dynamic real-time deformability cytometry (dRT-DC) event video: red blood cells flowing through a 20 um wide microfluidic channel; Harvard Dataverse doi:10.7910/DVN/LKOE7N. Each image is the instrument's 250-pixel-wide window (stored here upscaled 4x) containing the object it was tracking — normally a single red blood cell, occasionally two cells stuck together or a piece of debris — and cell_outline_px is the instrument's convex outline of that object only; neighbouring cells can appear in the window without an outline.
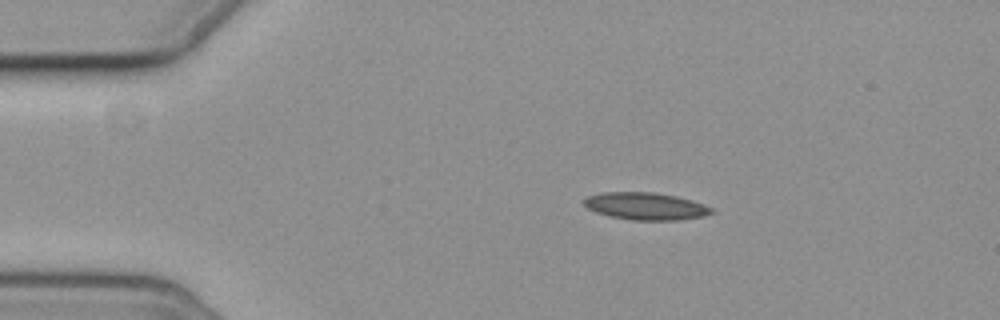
{"species": "common noctule bat (a hibernating species)", "species_latin": "Nyctalus noctula", "temperature_condition": "cold", "stored_images_in_passage": 2, "camera_frame_rate_fps": 3000, "um_per_image_px": 0.085, "animal": {"sex": "female", "body_mass_g": 19.3, "forearm_length_mm": 54.1}, "frame": {"image": 1, "passage_image": 1, "time_ms": 0.0, "image_size_px": [1000, 320], "cell_outline_px": [[716, 212], [704, 216], [676, 220], [632, 220], [612, 216], [596, 212], [588, 208], [584, 204], [584, 200], [588, 196], [604, 192], [652, 192], [676, 196], [692, 200], [704, 204], [712, 208]], "centroid_in_image_um": [54.93, 17.52], "position_along_channel_um": 30.1, "area_um2": 20.17}}